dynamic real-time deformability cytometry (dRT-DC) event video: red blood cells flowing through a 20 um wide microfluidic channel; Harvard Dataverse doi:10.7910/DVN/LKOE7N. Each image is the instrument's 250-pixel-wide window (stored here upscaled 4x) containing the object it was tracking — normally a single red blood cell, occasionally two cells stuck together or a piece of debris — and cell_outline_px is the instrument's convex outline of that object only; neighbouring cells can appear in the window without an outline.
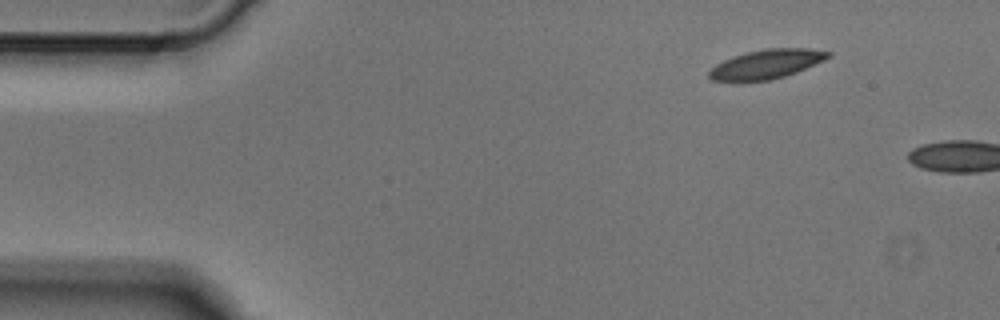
{"species": "Egyptian fruit bat (a non-hibernating species)", "species_latin": "Rousettus aegyptiacus", "temperature_condition": "cold", "stored_images_in_passage": 4, "segment_of_instrument_passage": [2, 2], "camera_frame_rate_fps": 3000, "um_per_image_px": 0.085, "animal": {"sex": "male"}, "frame": {"image": 1, "passage_image": 4, "time_ms": 1.0, "image_size_px": [1000, 320], "cell_outline_px": [[832, 56], [824, 60], [796, 72], [784, 76], [768, 80], [712, 80], [708, 76], [708, 72], [716, 64], [724, 60], [748, 52], [768, 48], [808, 48], [832, 52]], "centroid_in_image_um": [65.2, 5.43], "position_along_channel_um": 19.8, "area_um2": 19.77}}